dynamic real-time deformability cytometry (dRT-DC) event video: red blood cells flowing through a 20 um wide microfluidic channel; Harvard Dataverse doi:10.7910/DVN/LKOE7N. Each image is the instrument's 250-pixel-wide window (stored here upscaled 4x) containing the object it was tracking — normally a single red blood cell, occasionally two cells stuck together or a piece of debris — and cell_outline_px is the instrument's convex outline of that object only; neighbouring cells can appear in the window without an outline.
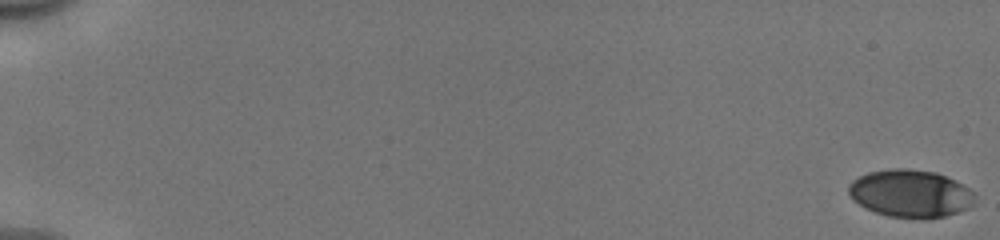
{"species": "human", "species_latin": "Homo sapiens", "temperature_condition": "cold", "stored_images_in_passage": 54, "camera_frame_rate_fps": 3000, "um_per_image_px": 0.085, "donor": {"sex": "male"}, "frame": {"image": 1, "passage_image": 1, "time_ms": 0.0, "image_size_px": [1000, 240], "cell_outline_px": [[972, 204], [968, 208], [944, 216], [924, 220], [920, 220], [888, 216], [876, 212], [852, 200], [848, 192], [848, 184], [852, 180], [868, 172], [892, 168], [908, 168], [936, 172], [956, 180], [968, 188], [972, 192]], "centroid_in_image_um": [77.35, 16.45], "position_along_channel_um": 7.6, "area_um2": 35.14}}
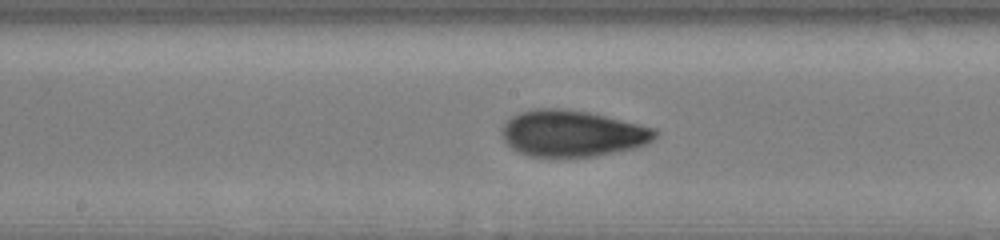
{"frame": {"image": 2, "passage_image": 31, "time_ms": 10.0, "image_size_px": [1000, 240], "cell_outline_px": [[660, 132], [648, 144], [636, 148], [596, 156], [528, 156], [516, 152], [504, 140], [504, 124], [512, 116], [520, 112], [536, 108], [560, 108], [588, 112], [640, 124], [656, 128]], "centroid_in_image_um": [48.7, 11.34], "position_along_channel_um": 199.5, "area_um2": 41.33}}
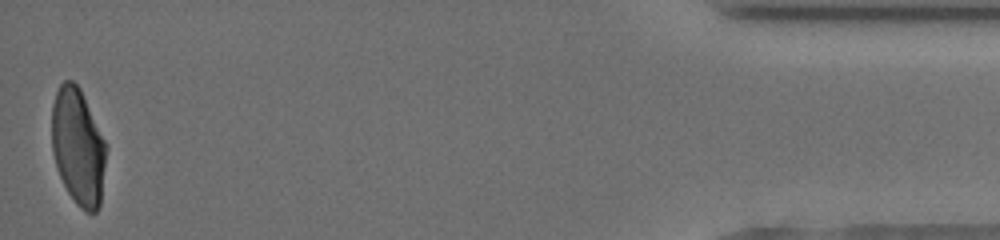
{"frame": {"image": 3, "passage_image": 54, "time_ms": 17.667, "image_size_px": [1000, 240], "cell_outline_px": [[108, 148], [100, 204], [96, 212], [84, 212], [76, 204], [68, 192], [60, 176], [52, 152], [52, 104], [56, 92], [60, 84], [64, 80], [72, 80], [80, 88]], "centroid_in_image_um": [6.64, 12.49], "position_along_channel_um": 428.6, "area_um2": 37.05}, "authors_computed_cell_mechanics": {"area_um2": 38.1769, "velocity_mm_per_s": 3.9703, "shape_relaxation_time_tau1_ms": 4.4301, "shape_relaxation_time_tau2_ms": 0.9477, "deformation_change_tau1": 0.1616, "deformation_change_tau2": 0.0551}}